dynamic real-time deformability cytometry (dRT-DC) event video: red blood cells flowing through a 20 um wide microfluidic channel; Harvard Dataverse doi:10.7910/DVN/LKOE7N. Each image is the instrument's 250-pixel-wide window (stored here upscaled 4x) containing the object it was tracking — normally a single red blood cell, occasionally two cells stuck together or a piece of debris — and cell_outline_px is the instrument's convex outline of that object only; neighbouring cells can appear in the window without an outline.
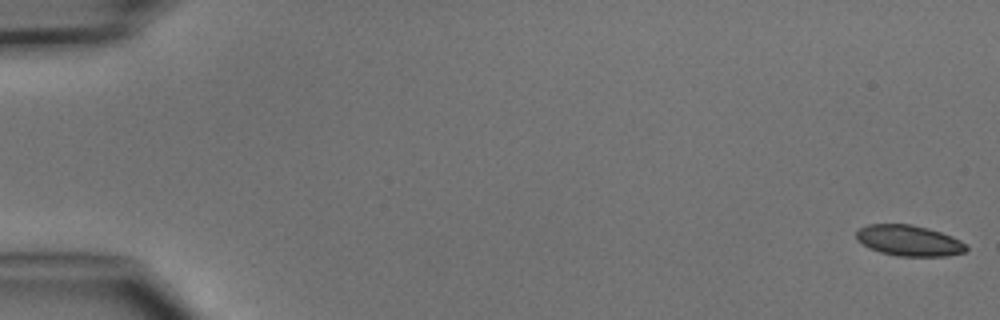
{"species": "common noctule bat (a hibernating species)", "species_latin": "Nyctalus noctula", "temperature_condition": "cold", "stored_images_in_passage": 48, "camera_frame_rate_fps": 3000, "um_per_image_px": 0.085, "animal": {"sex": "male", "body_mass_g": 15.6}, "frame": {"image": 1, "passage_image": 1, "time_ms": 0.0, "image_size_px": [1000, 320], "cell_outline_px": [[968, 248], [964, 252], [948, 256], [900, 256], [880, 252], [868, 248], [856, 240], [856, 232], [860, 228], [868, 224], [912, 224], [928, 228], [952, 236], [968, 244]], "centroid_in_image_um": [77.27, 20.45], "position_along_channel_um": 7.7, "area_um2": 19.88}}
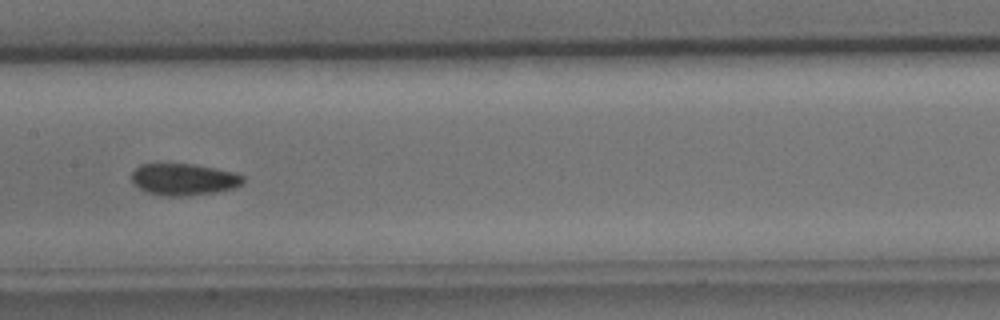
{"frame": {"image": 2, "passage_image": 25, "time_ms": 8.0, "image_size_px": [1000, 320], "cell_outline_px": [[244, 180], [240, 184], [232, 188], [212, 192], [188, 196], [164, 196], [148, 192], [140, 188], [132, 180], [132, 172], [140, 164], [196, 164], [216, 168], [232, 172], [244, 176]], "centroid_in_image_um": [15.61, 15.24], "position_along_channel_um": 191.8, "area_um2": 20.35}}
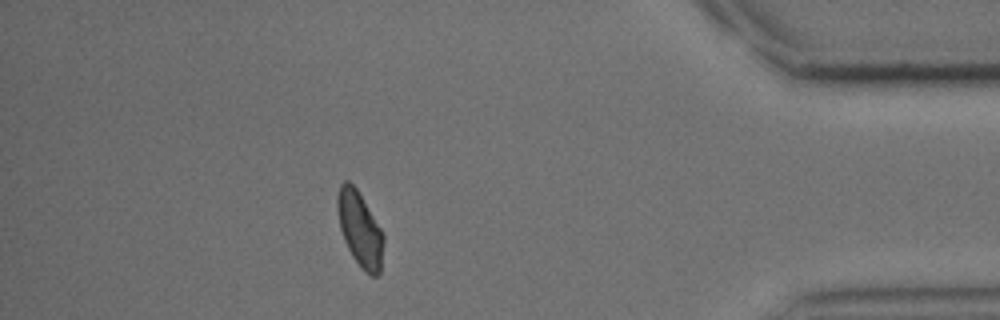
{"frame": {"image": 3, "passage_image": 43, "time_ms": 14.0, "image_size_px": [1000, 320], "cell_outline_px": [[384, 244], [380, 276], [372, 276], [364, 272], [360, 268], [352, 256], [344, 240], [340, 228], [336, 208], [336, 196], [340, 184], [344, 180], [348, 180], [356, 188], [384, 232]], "centroid_in_image_um": [30.6, 19.49], "position_along_channel_um": 404.6, "area_um2": 20.58}}